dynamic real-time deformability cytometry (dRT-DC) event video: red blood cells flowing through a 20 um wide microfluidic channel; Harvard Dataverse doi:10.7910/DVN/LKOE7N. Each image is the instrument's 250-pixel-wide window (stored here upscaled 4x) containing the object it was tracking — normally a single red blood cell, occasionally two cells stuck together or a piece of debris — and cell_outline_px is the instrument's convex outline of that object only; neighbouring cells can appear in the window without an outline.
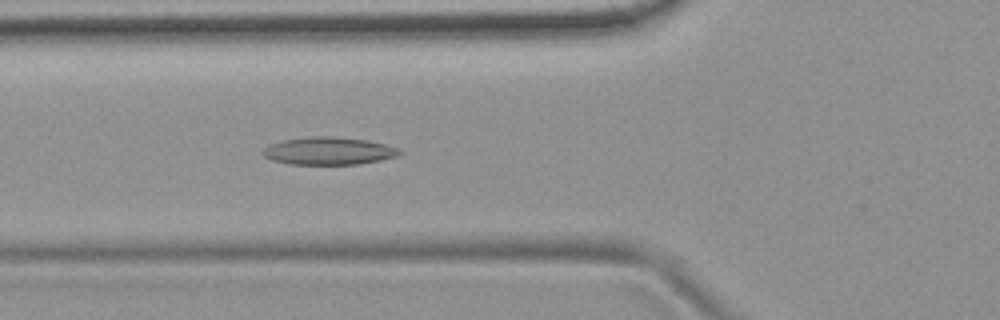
{"species": "common noctule bat (a hibernating species)", "species_latin": "Nyctalus noctula", "temperature_condition": "room temperature", "stored_images_in_passage": 47, "camera_frame_rate_fps": 3000, "um_per_image_px": 0.085, "animal": {"sex": "female", "body_mass_g": 19.9}, "frame": {"image": 1, "passage_image": 13, "time_ms": 4.0, "image_size_px": [1000, 320], "cell_outline_px": [[404, 152], [396, 156], [380, 160], [360, 164], [288, 164], [272, 160], [264, 156], [260, 152], [268, 144], [284, 140], [312, 136], [332, 136], [368, 140], [400, 148]], "centroid_in_image_um": [27.93, 12.83], "position_along_channel_um": 97.9, "area_um2": 22.14}}
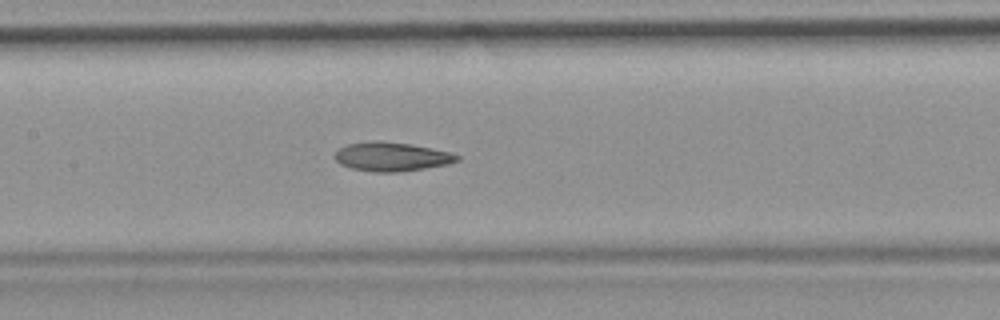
{"frame": {"image": 2, "passage_image": 19, "time_ms": 6.0, "image_size_px": [1000, 320], "cell_outline_px": [[460, 160], [448, 164], [400, 172], [376, 172], [352, 168], [340, 164], [332, 156], [340, 148], [348, 144], [372, 140], [376, 140], [408, 144], [432, 148], [448, 152], [460, 156]], "centroid_in_image_um": [33.27, 13.32], "position_along_channel_um": 174.1, "area_um2": 20.52}}
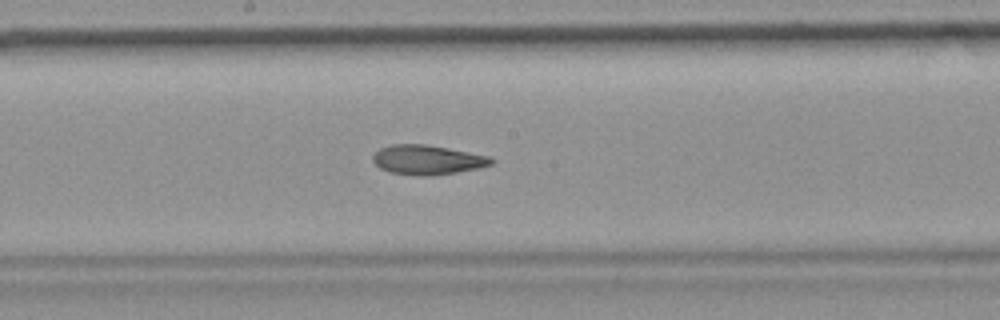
{"frame": {"image": 3, "passage_image": 22, "time_ms": 7.0, "image_size_px": [1000, 320], "cell_outline_px": [[496, 160], [492, 164], [480, 168], [432, 176], [420, 176], [388, 172], [380, 168], [372, 160], [372, 156], [380, 148], [392, 144], [424, 144], [448, 148], [488, 156]], "centroid_in_image_um": [36.32, 13.59], "position_along_channel_um": 211.9, "area_um2": 20.4}, "authors_computed_cell_mechanics": {"area_um2": 20.808, "velocity_mm_per_s": 3.8039, "shape_relaxation_time_tau1_ms": null, "shape_relaxation_time_tau2_ms": 4.2473, "deformation_change_tau1": null, "deformation_change_tau2": 0.1297}}